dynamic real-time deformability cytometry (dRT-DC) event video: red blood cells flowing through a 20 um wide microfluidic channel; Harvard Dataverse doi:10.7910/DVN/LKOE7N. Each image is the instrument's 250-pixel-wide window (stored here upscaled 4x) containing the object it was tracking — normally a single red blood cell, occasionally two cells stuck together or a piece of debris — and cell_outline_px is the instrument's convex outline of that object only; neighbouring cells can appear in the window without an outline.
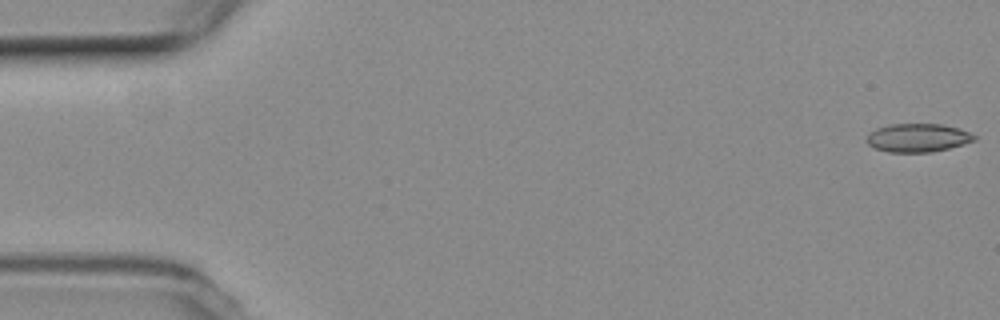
{"species": "common noctule bat (a hibernating species)", "species_latin": "Nyctalus noctula", "temperature_condition": "room temperature", "stored_images_in_passage": 57, "camera_frame_rate_fps": 3000, "um_per_image_px": 0.085, "animal": {"sex": "female", "body_mass_g": 19.3, "forearm_length_mm": 54.1}, "frame": {"image": 1, "passage_image": 1, "time_ms": 0.0, "image_size_px": [1000, 320], "cell_outline_px": [[976, 140], [964, 144], [932, 152], [888, 152], [876, 148], [868, 144], [868, 132], [876, 128], [888, 124], [944, 124], [960, 128], [976, 136]], "centroid_in_image_um": [78.02, 11.7], "position_along_channel_um": 7.0, "area_um2": 17.86}}
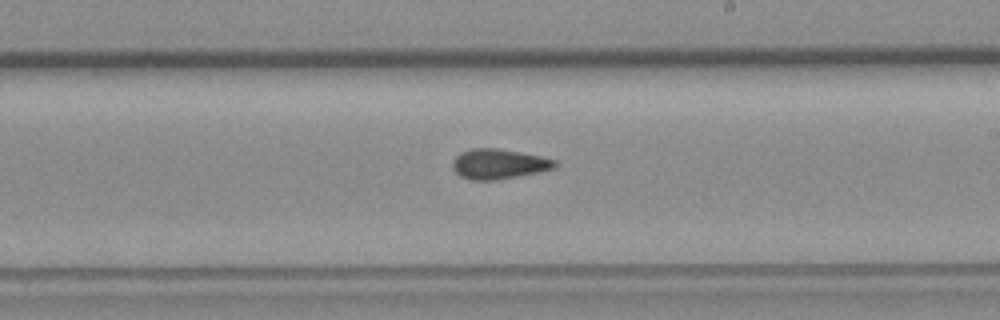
{"frame": {"image": 2, "passage_image": 33, "time_ms": 10.667, "image_size_px": [1000, 320], "cell_outline_px": [[556, 168], [496, 180], [472, 180], [460, 176], [452, 168], [452, 160], [460, 152], [472, 148], [496, 148], [520, 152], [540, 156], [556, 160]], "centroid_in_image_um": [42.35, 13.93], "position_along_channel_um": 246.6, "area_um2": 17.8}}
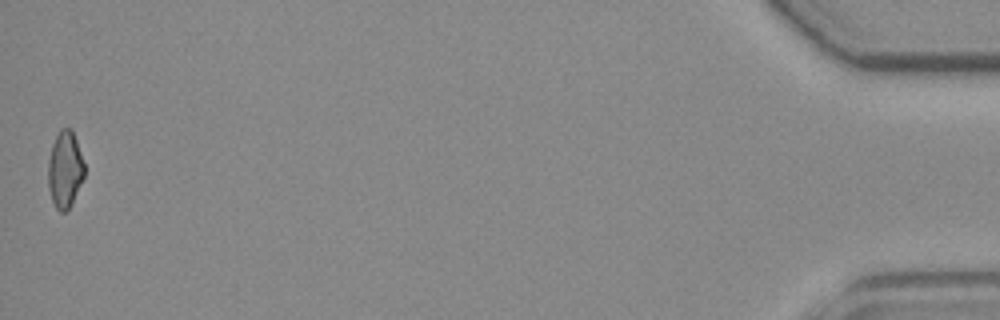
{"frame": {"image": 3, "passage_image": 57, "time_ms": 18.667, "image_size_px": [1000, 320], "cell_outline_px": [[84, 176], [68, 208], [64, 212], [60, 212], [56, 208], [52, 200], [48, 188], [48, 160], [52, 144], [60, 128], [72, 128], [84, 164]], "centroid_in_image_um": [5.49, 14.37], "position_along_channel_um": 429.7, "area_um2": 15.95}, "authors_computed_cell_mechanics": {"area_um2": 17.7446, "velocity_mm_per_s": 3.5847, "shape_relaxation_time_tau1_ms": null, "shape_relaxation_time_tau2_ms": 4.1982, "deformation_change_tau1": null, "deformation_change_tau2": 0.0957}}